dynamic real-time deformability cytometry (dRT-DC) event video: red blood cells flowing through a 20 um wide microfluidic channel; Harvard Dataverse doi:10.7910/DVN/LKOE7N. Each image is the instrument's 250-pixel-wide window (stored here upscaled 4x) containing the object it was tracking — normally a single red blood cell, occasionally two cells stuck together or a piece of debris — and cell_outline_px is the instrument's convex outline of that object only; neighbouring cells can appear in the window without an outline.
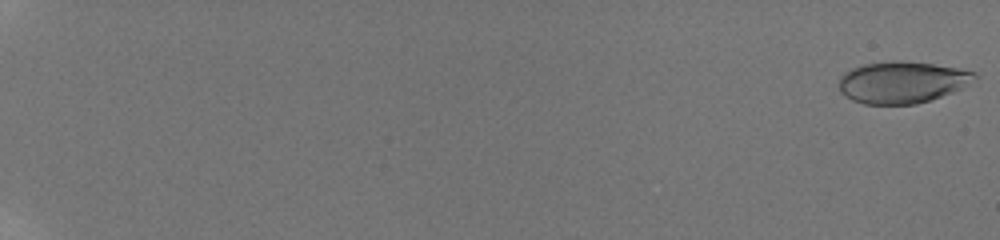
{"species": "human", "species_latin": "Homo sapiens", "temperature_condition": "room temperature", "stored_images_in_passage": 14, "camera_frame_rate_fps": 3000, "um_per_image_px": 0.085, "donor": {"sex": "male"}, "frame": {"image": 1, "passage_image": 1, "time_ms": 0.0, "image_size_px": [1000, 240], "cell_outline_px": [[980, 76], [968, 84], [960, 88], [940, 96], [916, 104], [864, 104], [852, 100], [840, 92], [840, 76], [844, 72], [852, 68], [864, 64], [896, 60], [900, 60], [932, 64], [956, 68], [976, 72]], "centroid_in_image_um": [76.66, 6.98], "position_along_channel_um": 8.3, "area_um2": 32.77}}
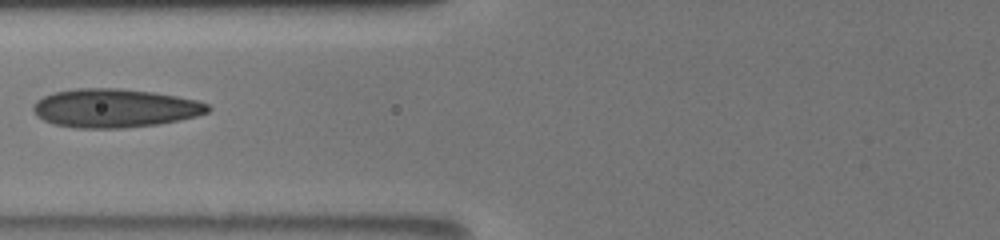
{"frame": {"image": 2, "passage_image": 10, "time_ms": 9.333, "image_size_px": [1000, 240], "cell_outline_px": [[212, 108], [208, 112], [196, 116], [180, 120], [156, 124], [124, 128], [76, 128], [56, 124], [44, 120], [36, 116], [32, 108], [36, 100], [44, 96], [56, 92], [76, 88], [116, 88], [152, 92], [176, 96], [196, 100], [208, 104]], "centroid_in_image_um": [9.75, 9.19], "position_along_channel_um": 116.0, "area_um2": 39.19}}
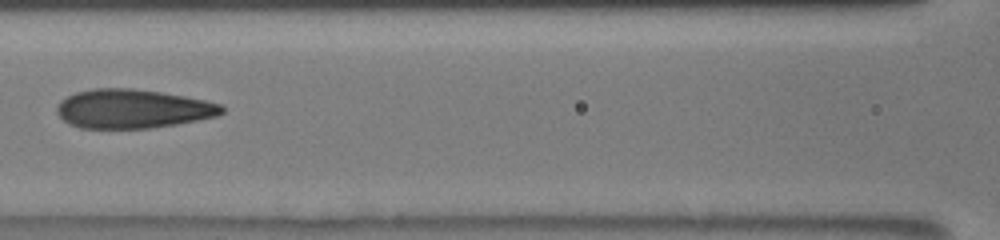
{"frame": {"image": 3, "passage_image": 11, "time_ms": 10.333, "image_size_px": [1000, 240], "cell_outline_px": [[224, 112], [216, 116], [176, 124], [148, 128], [80, 128], [68, 124], [56, 112], [56, 108], [60, 100], [76, 92], [92, 88], [132, 88], [160, 92], [184, 96], [204, 100], [220, 104], [224, 108]], "centroid_in_image_um": [11.24, 9.24], "position_along_channel_um": 155.4, "area_um2": 37.34}}